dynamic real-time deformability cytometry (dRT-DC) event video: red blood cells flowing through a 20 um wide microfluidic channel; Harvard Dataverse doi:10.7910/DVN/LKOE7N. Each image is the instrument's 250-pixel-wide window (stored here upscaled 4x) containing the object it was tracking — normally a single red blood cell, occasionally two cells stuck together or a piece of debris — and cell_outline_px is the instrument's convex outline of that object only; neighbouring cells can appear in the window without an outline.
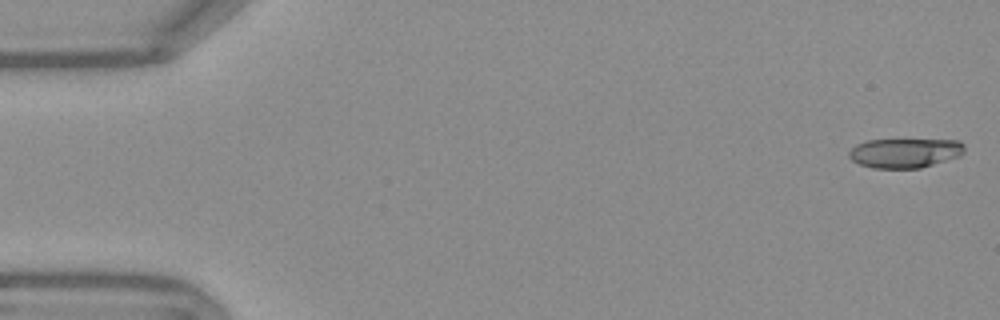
{"species": "Egyptian fruit bat (a non-hibernating species)", "species_latin": "Rousettus aegyptiacus", "temperature_condition": "warm", "stored_images_in_passage": 53, "camera_frame_rate_fps": 3000, "um_per_image_px": 0.085, "frame": {"image": 1, "passage_image": 1, "time_ms": 0.0, "image_size_px": [1000, 320], "cell_outline_px": [[964, 152], [960, 156], [920, 168], [872, 168], [860, 164], [852, 160], [848, 156], [848, 152], [856, 144], [868, 140], [960, 140], [964, 144]], "centroid_in_image_um": [76.91, 13.0], "position_along_channel_um": 8.1, "area_um2": 19.83}}
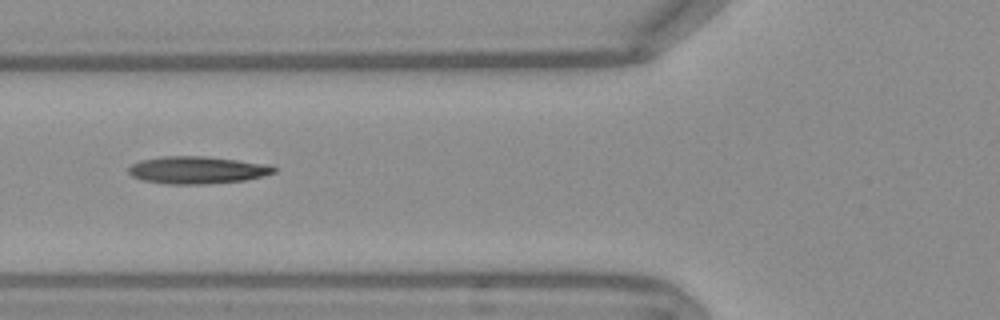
{"frame": {"image": 2, "passage_image": 20, "time_ms": 6.333, "image_size_px": [1000, 320], "cell_outline_px": [[276, 172], [244, 180], [204, 184], [168, 184], [144, 180], [132, 176], [128, 172], [128, 168], [132, 164], [140, 160], [160, 156], [204, 156], [272, 164], [276, 168]], "centroid_in_image_um": [16.76, 14.44], "position_along_channel_um": 109.0, "area_um2": 23.18}}
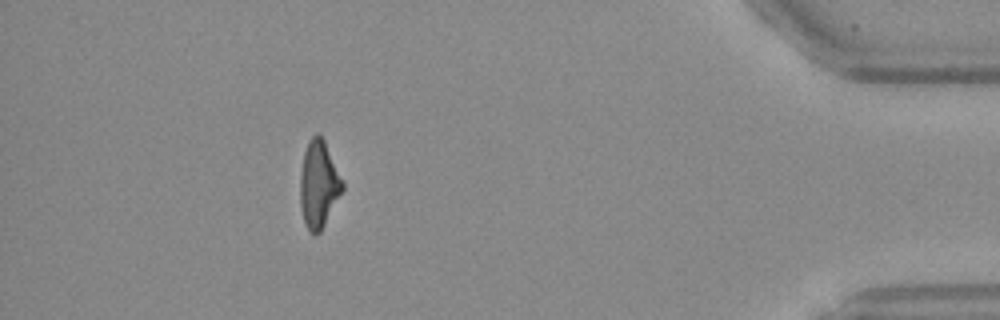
{"frame": {"image": 3, "passage_image": 48, "time_ms": 15.667, "image_size_px": [1000, 320], "cell_outline_px": [[344, 188], [320, 232], [308, 232], [300, 208], [300, 176], [304, 152], [308, 140], [316, 132], [324, 140], [344, 184]], "centroid_in_image_um": [27.07, 15.65], "position_along_channel_um": 408.1, "area_um2": 21.15}, "authors_computed_cell_mechanics": {"area_um2": 21.7906, "velocity_mm_per_s": 3.7833, "shape_relaxation_time_tau1_ms": 10.6489, "shape_relaxation_time_tau2_ms": 4.1091, "deformation_change_tau1": 0.2894, "deformation_change_tau2": 0.1564}}